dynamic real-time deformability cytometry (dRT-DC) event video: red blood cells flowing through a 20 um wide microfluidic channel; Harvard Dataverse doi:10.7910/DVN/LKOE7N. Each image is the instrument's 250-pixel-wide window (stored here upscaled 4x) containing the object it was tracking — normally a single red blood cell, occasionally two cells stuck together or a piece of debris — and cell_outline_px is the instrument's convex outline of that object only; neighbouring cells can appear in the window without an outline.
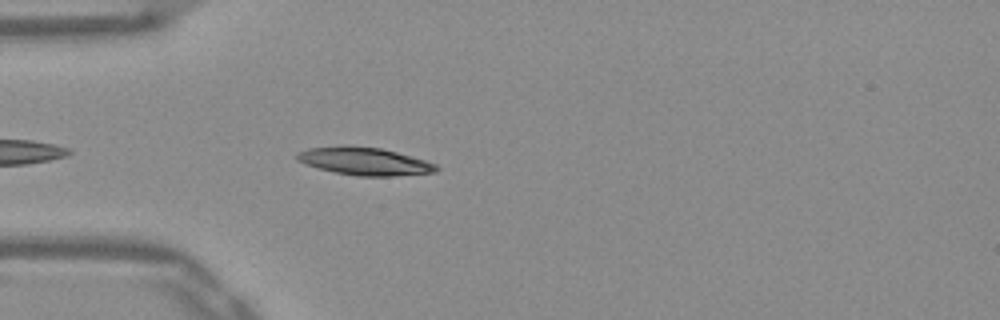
{"species": "Egyptian fruit bat (a non-hibernating species)", "species_latin": "Rousettus aegyptiacus", "temperature_condition": "warm", "stored_images_in_passage": 8, "camera_frame_rate_fps": 3000, "um_per_image_px": 0.085, "frame": {"image": 1, "passage_image": 4, "time_ms": 1.0, "image_size_px": [1000, 320], "cell_outline_px": [[440, 168], [436, 172], [392, 176], [356, 176], [336, 172], [304, 164], [296, 160], [296, 152], [308, 148], [344, 144], [348, 144], [380, 148], [396, 152], [424, 160], [436, 164]], "centroid_in_image_um": [30.93, 13.69], "position_along_channel_um": 54.1, "area_um2": 22.72}}
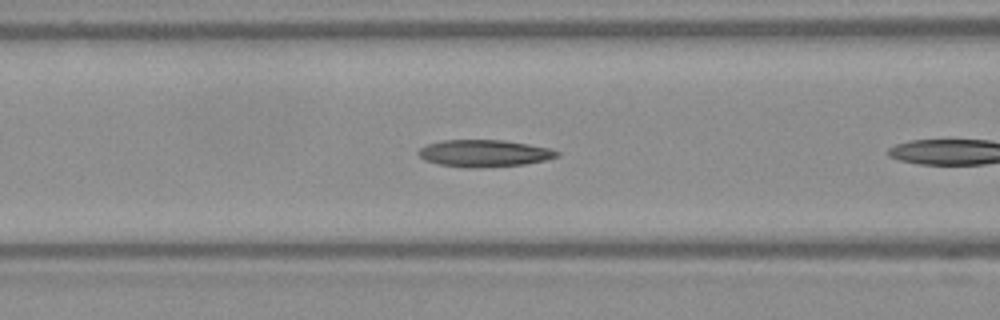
{"frame": {"image": 2, "passage_image": 7, "time_ms": 2.0, "image_size_px": [1000, 320], "cell_outline_px": [[560, 156], [544, 160], [524, 164], [476, 168], [472, 168], [440, 164], [424, 160], [416, 152], [420, 148], [428, 144], [440, 140], [504, 140], [528, 144], [548, 148], [560, 152]], "centroid_in_image_um": [41.14, 13.02], "position_along_channel_um": 125.5, "area_um2": 21.68}}